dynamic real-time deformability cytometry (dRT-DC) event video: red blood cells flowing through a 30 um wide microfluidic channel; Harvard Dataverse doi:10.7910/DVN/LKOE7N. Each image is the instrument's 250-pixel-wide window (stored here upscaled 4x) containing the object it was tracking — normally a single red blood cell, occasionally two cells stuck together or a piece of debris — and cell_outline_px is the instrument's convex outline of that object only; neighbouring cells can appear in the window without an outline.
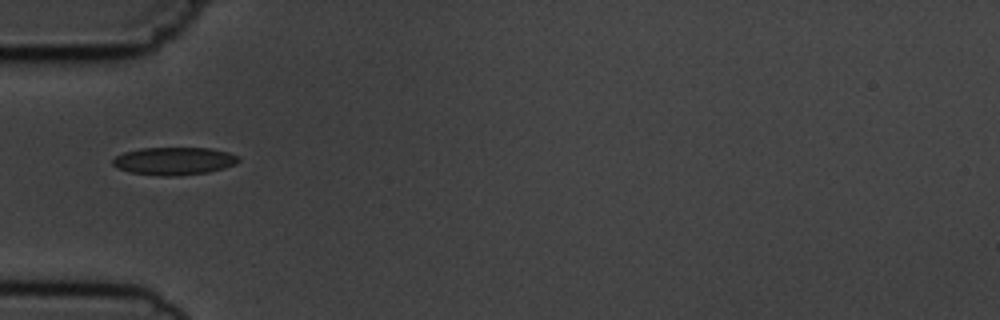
{"species": "common noctule bat (a hibernating species)", "species_latin": "Nyctalus noctula", "temperature_condition": "cold", "stored_images_in_passage": 2, "camera_frame_rate_fps": 3000, "um_per_image_px": 0.085, "animal": {"sex": "male", "body_mass_g": 19.5, "forearm_length_mm": 54.6}, "frame": {"image": 1, "passage_image": 1, "time_ms": 0.0, "image_size_px": [1000, 320], "cell_outline_px": [[240, 160], [236, 164], [224, 168], [208, 172], [180, 176], [160, 176], [132, 172], [116, 168], [112, 164], [112, 160], [116, 156], [124, 152], [140, 148], [212, 148], [228, 152], [240, 156]], "centroid_in_image_um": [14.82, 13.68], "position_along_channel_um": 70.2, "area_um2": 20.52}}
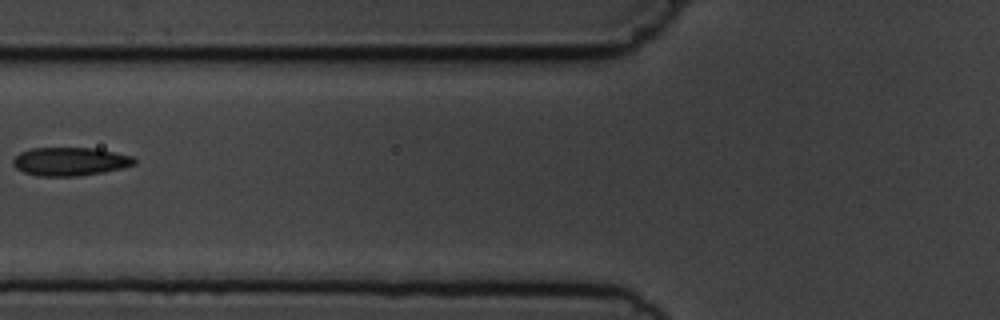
{"frame": {"image": 2, "passage_image": 2, "time_ms": 1.333, "image_size_px": [1000, 320], "cell_outline_px": [[136, 164], [104, 172], [80, 176], [36, 176], [24, 172], [16, 168], [12, 164], [12, 160], [20, 152], [32, 148], [96, 148], [132, 156], [136, 160]], "centroid_in_image_um": [5.94, 13.73], "position_along_channel_um": 119.9, "area_um2": 20.11}}